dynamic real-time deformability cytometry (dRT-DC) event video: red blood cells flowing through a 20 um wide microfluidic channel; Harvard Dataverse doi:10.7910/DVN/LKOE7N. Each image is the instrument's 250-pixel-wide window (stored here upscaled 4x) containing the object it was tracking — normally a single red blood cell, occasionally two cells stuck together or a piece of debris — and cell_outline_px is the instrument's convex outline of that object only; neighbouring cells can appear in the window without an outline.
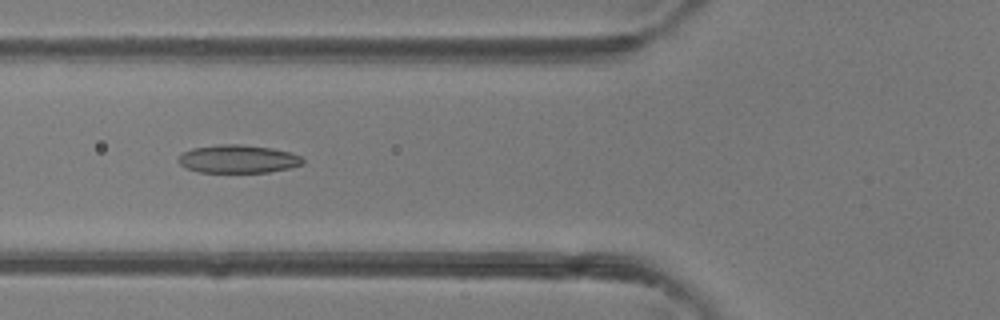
{"species": "common noctule bat (a hibernating species)", "species_latin": "Nyctalus noctula", "temperature_condition": "room temperature", "stored_images_in_passage": 46, "camera_frame_rate_fps": 3000, "um_per_image_px": 0.085, "animal": {"sex": "female"}, "frame": {"image": 1, "passage_image": 17, "time_ms": 5.333, "image_size_px": [1000, 320], "cell_outline_px": [[304, 164], [292, 168], [268, 172], [200, 172], [188, 168], [180, 164], [176, 160], [184, 152], [192, 148], [216, 144], [240, 144], [272, 148], [288, 152], [300, 156], [304, 160]], "centroid_in_image_um": [20.25, 13.51], "position_along_channel_um": 105.6, "area_um2": 20.4}}
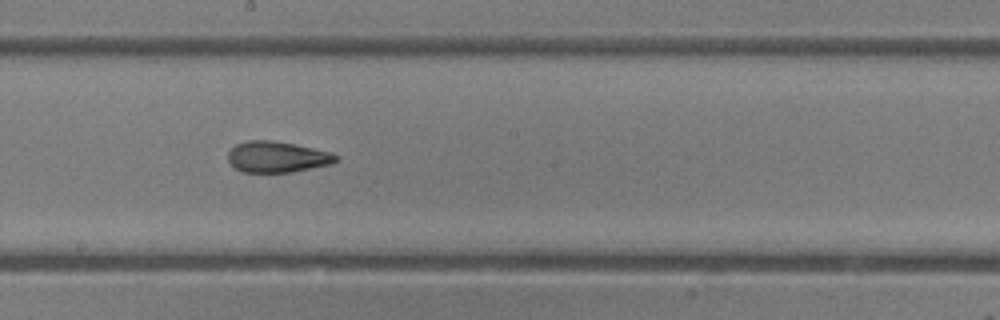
{"frame": {"image": 2, "passage_image": 25, "time_ms": 8.0, "image_size_px": [1000, 320], "cell_outline_px": [[340, 160], [332, 164], [292, 172], [244, 172], [236, 168], [228, 160], [228, 152], [236, 144], [248, 140], [272, 140], [296, 144], [332, 152], [340, 156]], "centroid_in_image_um": [23.62, 13.33], "position_along_channel_um": 224.6, "area_um2": 19.71}}
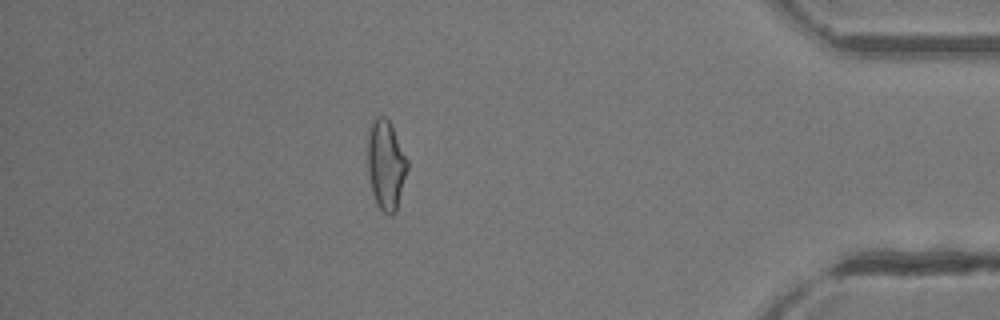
{"frame": {"image": 3, "passage_image": 40, "time_ms": 13.0, "image_size_px": [1000, 320], "cell_outline_px": [[408, 168], [396, 212], [392, 216], [388, 216], [376, 204], [372, 192], [368, 176], [368, 132], [372, 120], [376, 116], [384, 116], [392, 124], [408, 160]], "centroid_in_image_um": [32.81, 14.01], "position_along_channel_um": 402.4, "area_um2": 21.04}, "authors_computed_cell_mechanics": {"area_um2": 20.4901, "velocity_mm_per_s": 4.4572, "shape_relaxation_time_tau1_ms": null, "shape_relaxation_time_tau2_ms": 2.3464, "deformation_change_tau1": null, "deformation_change_tau2": 0.1139}}